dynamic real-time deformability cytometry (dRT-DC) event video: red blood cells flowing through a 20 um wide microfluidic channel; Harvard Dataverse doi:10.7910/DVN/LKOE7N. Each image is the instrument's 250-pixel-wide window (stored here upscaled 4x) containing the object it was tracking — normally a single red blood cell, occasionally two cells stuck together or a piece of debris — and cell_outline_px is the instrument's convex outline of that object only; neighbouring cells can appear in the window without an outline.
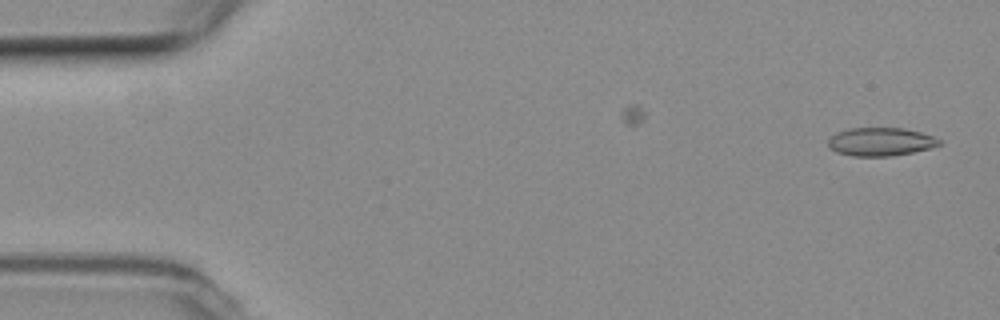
{"species": "common noctule bat (a hibernating species)", "species_latin": "Nyctalus noctula", "temperature_condition": "room temperature", "stored_images_in_passage": 9, "camera_frame_rate_fps": 3000, "um_per_image_px": 0.085, "animal": {"sex": "female", "body_mass_g": 19.3, "forearm_length_mm": 54.1}, "frame": {"image": 1, "passage_image": 1, "time_ms": 0.0, "image_size_px": [1000, 320], "cell_outline_px": [[940, 144], [928, 148], [912, 152], [892, 156], [852, 156], [836, 152], [828, 148], [828, 140], [836, 132], [848, 128], [904, 128], [920, 132], [932, 136], [940, 140]], "centroid_in_image_um": [74.79, 12.05], "position_along_channel_um": 10.2, "area_um2": 18.26}}